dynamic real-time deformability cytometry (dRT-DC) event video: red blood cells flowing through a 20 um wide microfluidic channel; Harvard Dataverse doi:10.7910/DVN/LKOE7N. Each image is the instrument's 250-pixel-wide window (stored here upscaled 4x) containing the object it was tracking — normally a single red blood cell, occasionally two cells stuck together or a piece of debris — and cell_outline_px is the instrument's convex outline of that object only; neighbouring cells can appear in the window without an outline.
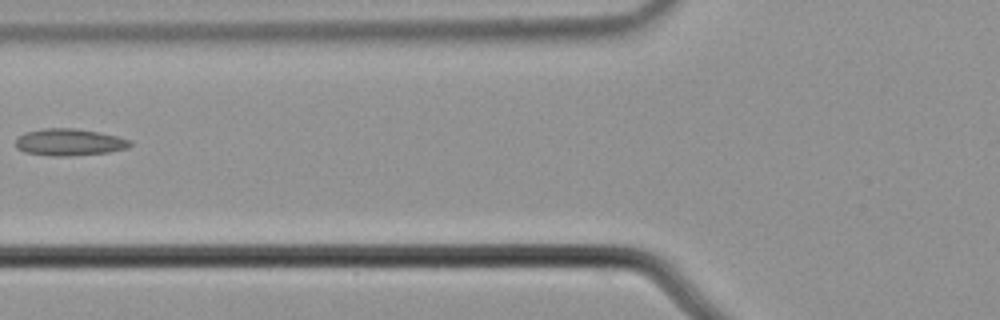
{"species": "common noctule bat (a hibernating species)", "species_latin": "Nyctalus noctula", "temperature_condition": "cold", "stored_images_in_passage": 2, "camera_frame_rate_fps": 3000, "um_per_image_px": 0.085, "animal": {"sex": "male", "body_mass_g": 21.5, "forearm_length_mm": 52.0}, "frame": {"image": 1, "passage_image": 2, "time_ms": 0.333, "image_size_px": [1000, 320], "cell_outline_px": [[132, 144], [128, 148], [108, 152], [64, 156], [52, 156], [24, 152], [16, 148], [16, 140], [24, 132], [44, 128], [76, 128], [100, 132], [132, 140]], "centroid_in_image_um": [5.9, 12.08], "position_along_channel_um": 119.9, "area_um2": 17.98}}